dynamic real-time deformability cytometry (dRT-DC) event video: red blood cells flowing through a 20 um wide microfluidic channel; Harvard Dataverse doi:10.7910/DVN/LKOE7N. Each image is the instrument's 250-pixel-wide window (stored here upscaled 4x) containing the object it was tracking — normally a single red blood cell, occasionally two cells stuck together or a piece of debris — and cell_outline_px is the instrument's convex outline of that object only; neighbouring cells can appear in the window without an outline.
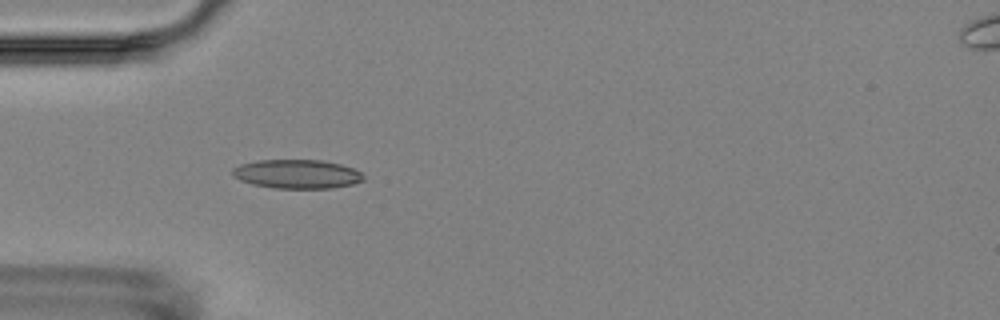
{"species": "Egyptian fruit bat (a non-hibernating species)", "species_latin": "Rousettus aegyptiacus", "temperature_condition": "room temperature", "stored_images_in_passage": 5, "camera_frame_rate_fps": 3000, "um_per_image_px": 0.085, "animal": {"sex": "female"}, "frame": {"image": 1, "passage_image": 4, "time_ms": 5.333, "image_size_px": [1000, 320], "cell_outline_px": [[364, 180], [352, 184], [332, 188], [272, 188], [252, 184], [240, 180], [232, 176], [232, 168], [240, 164], [256, 160], [320, 160], [340, 164], [352, 168], [360, 172], [364, 176]], "centroid_in_image_um": [25.21, 14.79], "position_along_channel_um": 59.8, "area_um2": 22.14}}
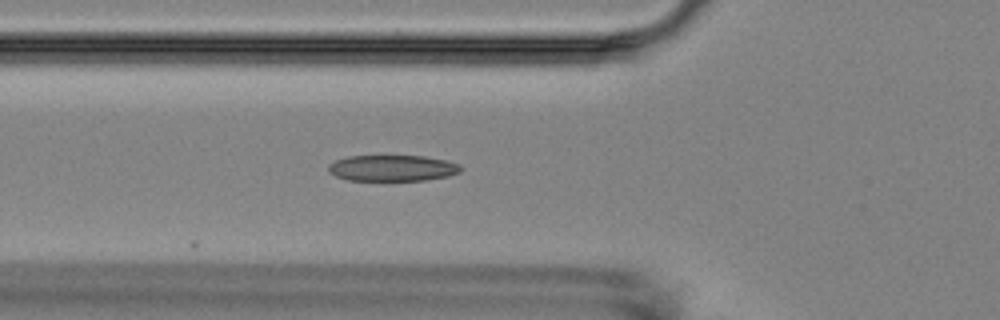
{"frame": {"image": 2, "passage_image": 5, "time_ms": 6.333, "image_size_px": [1000, 320], "cell_outline_px": [[464, 168], [460, 172], [448, 176], [424, 180], [348, 180], [336, 176], [328, 172], [328, 164], [336, 160], [348, 156], [424, 156], [444, 160], [460, 164]], "centroid_in_image_um": [33.36, 14.28], "position_along_channel_um": 92.4, "area_um2": 20.11}}